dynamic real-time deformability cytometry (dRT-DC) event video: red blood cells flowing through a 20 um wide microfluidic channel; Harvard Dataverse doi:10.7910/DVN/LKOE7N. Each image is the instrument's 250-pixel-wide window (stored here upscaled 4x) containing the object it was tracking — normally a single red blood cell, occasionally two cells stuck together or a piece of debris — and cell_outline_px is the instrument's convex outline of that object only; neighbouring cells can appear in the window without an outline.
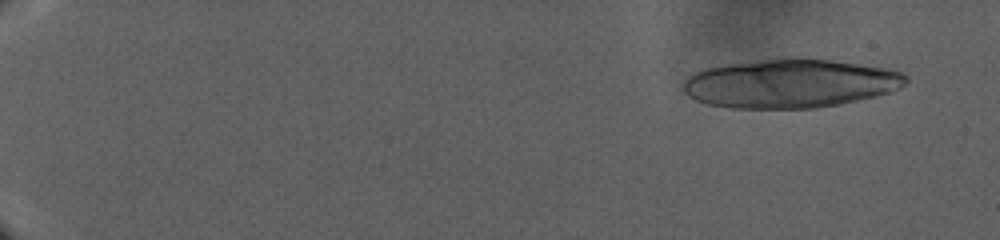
{"species": "human", "species_latin": "Homo sapiens", "temperature_condition": "warm", "stored_images_in_passage": 21, "camera_frame_rate_fps": 3000, "um_per_image_px": 0.085, "donor": {"sex": "male"}, "frame": {"image": 1, "passage_image": 4, "time_ms": 2.667, "image_size_px": [1000, 240], "cell_outline_px": [[908, 80], [900, 88], [888, 92], [840, 104], [816, 108], [732, 108], [708, 104], [696, 100], [688, 96], [684, 92], [684, 80], [692, 72], [704, 68], [728, 64], [780, 56], [792, 56], [832, 60], [888, 68], [900, 72], [908, 76]], "centroid_in_image_um": [67.14, 7.07], "position_along_channel_um": 17.9, "area_um2": 63.87}}